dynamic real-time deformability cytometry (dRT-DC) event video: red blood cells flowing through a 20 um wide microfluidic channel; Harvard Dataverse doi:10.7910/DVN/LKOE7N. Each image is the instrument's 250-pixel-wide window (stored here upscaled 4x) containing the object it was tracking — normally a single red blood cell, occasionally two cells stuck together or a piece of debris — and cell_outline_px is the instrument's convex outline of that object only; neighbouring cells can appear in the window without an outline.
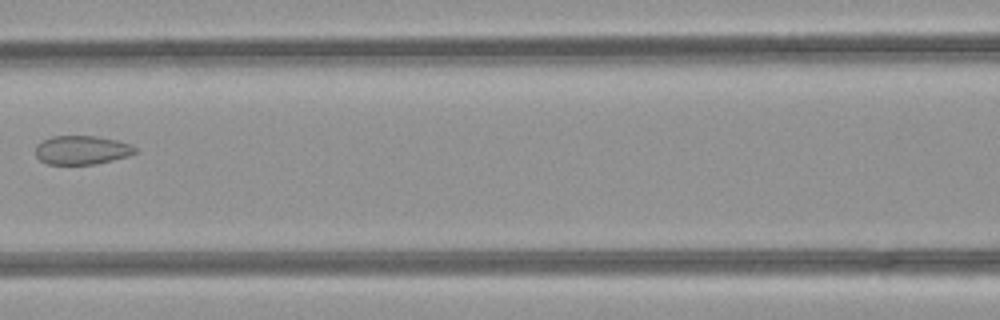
{"species": "common noctule bat (a hibernating species)", "species_latin": "Nyctalus noctula", "temperature_condition": "room temperature", "stored_images_in_passage": 4, "camera_frame_rate_fps": 3000, "um_per_image_px": 0.085, "animal": {"sex": "female", "body_mass_g": 21.9}, "frame": {"image": 1, "passage_image": 3, "time_ms": 0.667, "image_size_px": [1000, 320], "cell_outline_px": [[136, 152], [128, 156], [96, 164], [48, 164], [40, 160], [36, 156], [36, 144], [52, 136], [96, 136], [116, 140], [132, 144], [136, 148]], "centroid_in_image_um": [6.96, 12.75], "position_along_channel_um": 159.6, "area_um2": 16.7}}
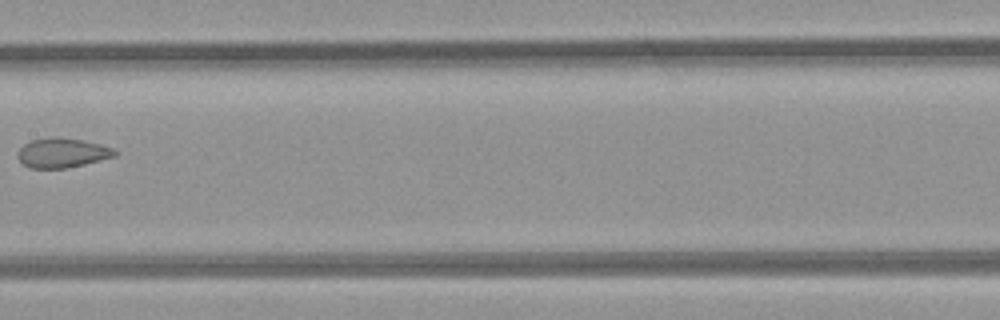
{"frame": {"image": 2, "passage_image": 4, "time_ms": 1.0, "image_size_px": [1000, 320], "cell_outline_px": [[116, 156], [84, 164], [64, 168], [28, 168], [16, 156], [16, 152], [24, 144], [32, 140], [52, 136], [56, 136], [84, 140], [100, 144], [112, 148], [116, 152]], "centroid_in_image_um": [5.25, 12.98], "position_along_channel_um": 202.1, "area_um2": 16.76}}